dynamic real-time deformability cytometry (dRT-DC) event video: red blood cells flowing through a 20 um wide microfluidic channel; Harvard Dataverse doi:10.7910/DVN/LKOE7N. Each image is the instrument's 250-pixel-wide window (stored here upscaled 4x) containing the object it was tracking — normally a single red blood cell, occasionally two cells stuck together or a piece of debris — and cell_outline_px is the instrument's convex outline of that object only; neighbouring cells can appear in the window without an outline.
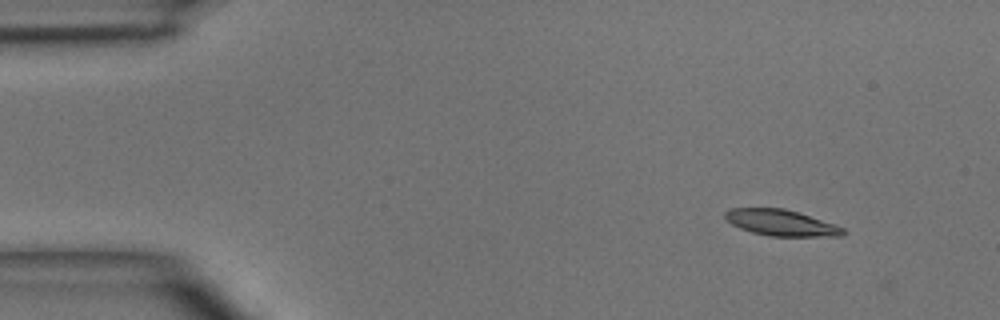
{"species": "common noctule bat (a hibernating species)", "species_latin": "Nyctalus noctula", "temperature_condition": "room temperature", "stored_images_in_passage": 5, "segment_of_instrument_passage": [1, 2], "camera_frame_rate_fps": 3000, "um_per_image_px": 0.085, "animal": {"sex": "male", "body_mass_g": 15.6}, "frame": {"image": 1, "passage_image": 2, "time_ms": 1.0, "image_size_px": [1000, 320], "cell_outline_px": [[848, 232], [840, 236], [768, 236], [752, 232], [740, 228], [732, 224], [724, 216], [724, 212], [732, 208], [784, 208], [844, 228]], "centroid_in_image_um": [66.37, 18.94], "position_along_channel_um": 18.6, "area_um2": 17.63}}